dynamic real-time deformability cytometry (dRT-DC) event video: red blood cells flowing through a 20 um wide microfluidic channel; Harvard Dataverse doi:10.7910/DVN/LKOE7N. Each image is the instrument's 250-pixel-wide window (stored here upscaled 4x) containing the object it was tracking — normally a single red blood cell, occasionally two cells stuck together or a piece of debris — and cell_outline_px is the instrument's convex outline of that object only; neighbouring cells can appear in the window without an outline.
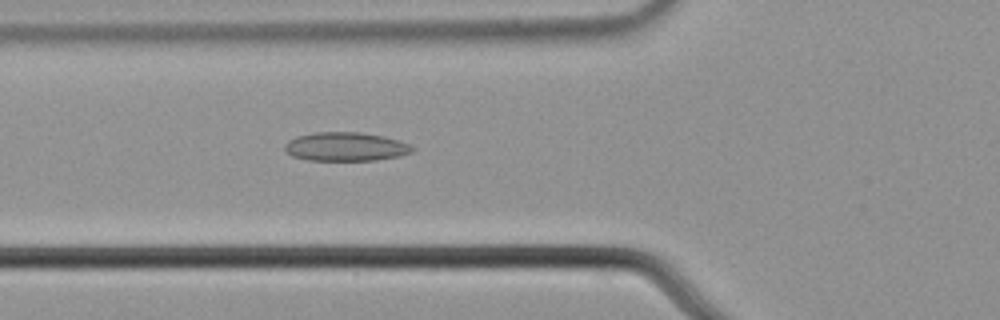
{"species": "common noctule bat (a hibernating species)", "species_latin": "Nyctalus noctula", "temperature_condition": "cold", "stored_images_in_passage": 56, "camera_frame_rate_fps": 3000, "um_per_image_px": 0.085, "animal": {"sex": "male", "body_mass_g": 21.5, "forearm_length_mm": 52.0}, "frame": {"image": 1, "passage_image": 21, "time_ms": 6.667, "image_size_px": [1000, 320], "cell_outline_px": [[416, 148], [412, 152], [400, 156], [376, 160], [308, 160], [292, 156], [284, 148], [284, 144], [288, 140], [296, 136], [316, 132], [360, 132], [384, 136], [400, 140]], "centroid_in_image_um": [29.4, 12.46], "position_along_channel_um": 96.4, "area_um2": 21.5}}
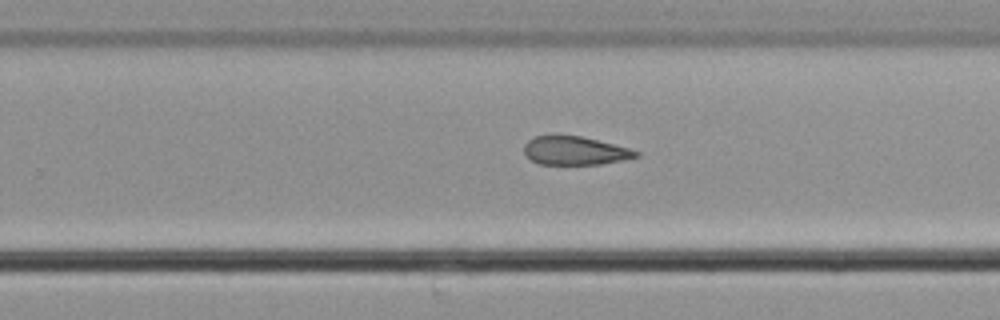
{"frame": {"image": 2, "passage_image": 36, "time_ms": 11.667, "image_size_px": [1000, 320], "cell_outline_px": [[640, 156], [624, 160], [600, 164], [536, 164], [524, 152], [524, 144], [532, 136], [552, 132], [556, 132], [580, 136], [628, 148], [640, 152]], "centroid_in_image_um": [48.79, 12.76], "position_along_channel_um": 281.0, "area_um2": 19.13}}
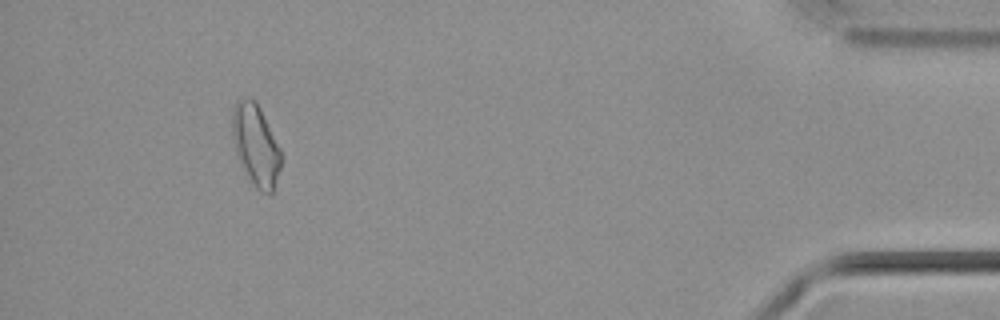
{"frame": {"image": 3, "passage_image": 52, "time_ms": 17.0, "image_size_px": [1000, 320], "cell_outline_px": [[280, 168], [272, 192], [260, 192], [256, 188], [240, 164], [236, 152], [232, 136], [232, 104], [236, 100], [244, 96], [256, 100], [280, 148]], "centroid_in_image_um": [21.7, 12.26], "position_along_channel_um": 413.5, "area_um2": 23.0}}